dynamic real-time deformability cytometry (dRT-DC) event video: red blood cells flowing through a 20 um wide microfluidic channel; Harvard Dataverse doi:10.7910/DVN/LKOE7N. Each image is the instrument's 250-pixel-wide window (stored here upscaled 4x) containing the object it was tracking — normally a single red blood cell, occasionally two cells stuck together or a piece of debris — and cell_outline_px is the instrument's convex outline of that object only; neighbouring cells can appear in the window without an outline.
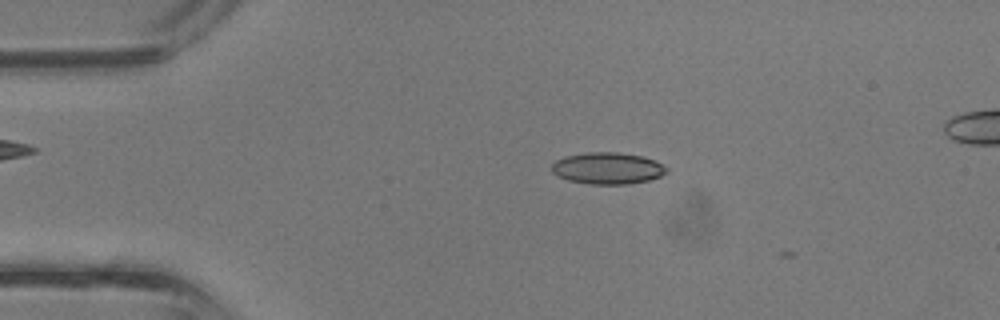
{"species": "common noctule bat (a hibernating species)", "species_latin": "Nyctalus noctula", "temperature_condition": "room temperature", "stored_images_in_passage": 13, "camera_frame_rate_fps": 3000, "um_per_image_px": 0.085, "animal": {"sex": "male", "body_mass_g": 13.3}, "frame": {"image": 1, "passage_image": 7, "time_ms": 2.0, "image_size_px": [1000, 320], "cell_outline_px": [[668, 172], [660, 176], [648, 180], [628, 184], [588, 184], [568, 180], [556, 176], [552, 172], [552, 164], [556, 160], [564, 156], [584, 152], [620, 152], [644, 156], [656, 160], [668, 168]], "centroid_in_image_um": [51.65, 14.29], "position_along_channel_um": 33.4, "area_um2": 21.5}}
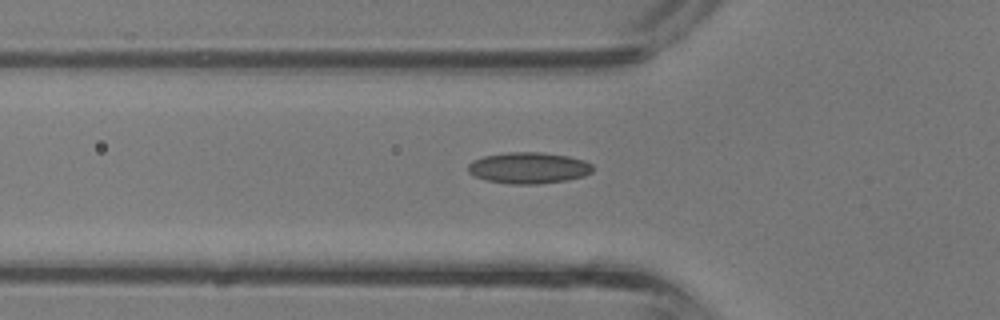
{"frame": {"image": 2, "passage_image": 12, "time_ms": 3.667, "image_size_px": [1000, 320], "cell_outline_px": [[592, 172], [584, 176], [568, 180], [536, 184], [512, 184], [484, 180], [468, 172], [468, 164], [472, 160], [484, 156], [508, 152], [540, 152], [568, 156], [584, 160], [592, 164]], "centroid_in_image_um": [44.93, 14.27], "position_along_channel_um": 80.9, "area_um2": 22.77}}